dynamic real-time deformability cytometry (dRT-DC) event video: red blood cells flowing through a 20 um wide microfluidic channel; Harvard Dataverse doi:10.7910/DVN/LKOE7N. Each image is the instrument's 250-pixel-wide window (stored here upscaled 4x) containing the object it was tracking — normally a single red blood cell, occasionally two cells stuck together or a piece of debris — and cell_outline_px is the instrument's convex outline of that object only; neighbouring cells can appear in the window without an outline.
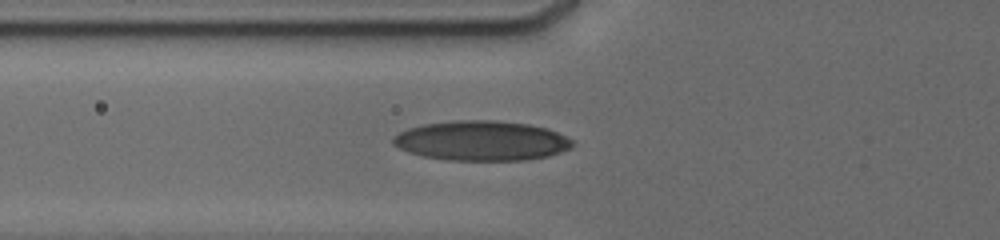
{"species": "human", "species_latin": "Homo sapiens", "temperature_condition": "cold", "stored_images_in_passage": 4, "camera_frame_rate_fps": 3000, "um_per_image_px": 0.085, "donor": {"sex": "male"}, "frame": {"image": 1, "passage_image": 4, "time_ms": 3.333, "image_size_px": [1000, 240], "cell_outline_px": [[572, 148], [548, 156], [524, 160], [448, 160], [424, 156], [408, 152], [392, 144], [392, 136], [408, 128], [424, 124], [456, 120], [496, 120], [528, 124], [548, 128], [572, 140]], "centroid_in_image_um": [40.91, 11.96], "position_along_channel_um": 84.9, "area_um2": 41.56}}